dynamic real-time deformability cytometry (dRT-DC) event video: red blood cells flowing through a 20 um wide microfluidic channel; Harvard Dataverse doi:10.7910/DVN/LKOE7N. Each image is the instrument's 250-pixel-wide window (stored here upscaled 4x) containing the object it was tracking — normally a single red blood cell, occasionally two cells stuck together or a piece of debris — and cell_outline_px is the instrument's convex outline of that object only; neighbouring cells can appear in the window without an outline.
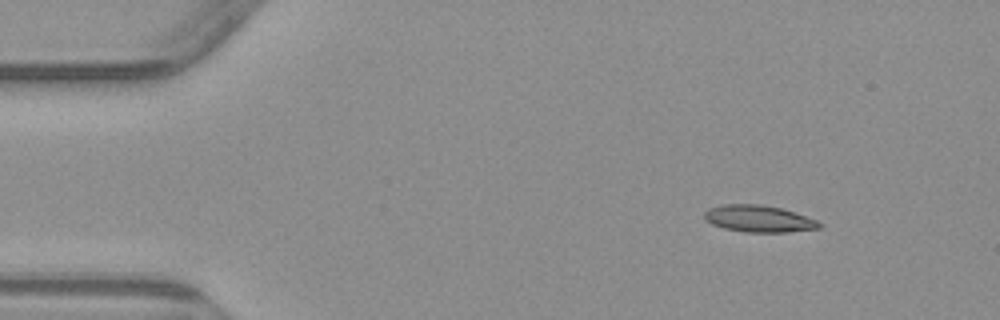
{"species": "common noctule bat (a hibernating species)", "species_latin": "Nyctalus noctula", "temperature_condition": "warm", "stored_images_in_passage": 5, "camera_frame_rate_fps": 3000, "um_per_image_px": 0.085, "animal": {"sex": "male", "body_mass_g": 23.1, "forearm_length_mm": 52.7}, "frame": {"image": 1, "passage_image": 1, "time_ms": 0.0, "image_size_px": [1000, 320], "cell_outline_px": [[824, 224], [820, 228], [788, 232], [744, 232], [724, 228], [712, 224], [704, 220], [704, 212], [708, 208], [720, 204], [760, 204], [780, 208], [816, 220]], "centroid_in_image_um": [64.45, 18.59], "position_along_channel_um": 20.6, "area_um2": 17.98}}
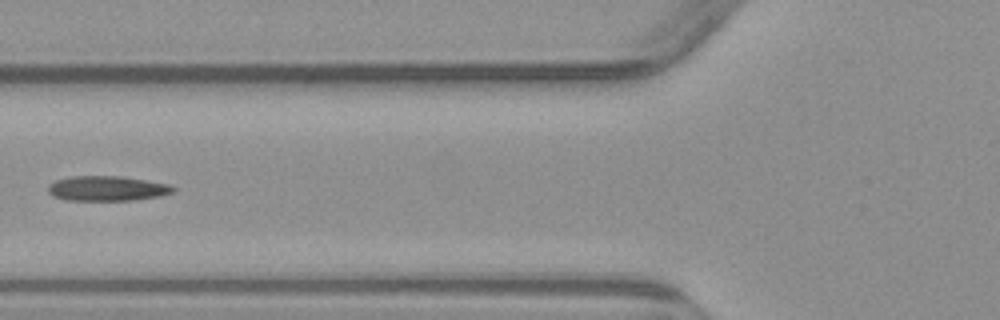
{"frame": {"image": 2, "passage_image": 4, "time_ms": 4.667, "image_size_px": [1000, 320], "cell_outline_px": [[176, 188], [172, 192], [160, 196], [136, 200], [68, 200], [52, 196], [48, 192], [48, 184], [56, 180], [68, 176], [120, 176], [172, 184]], "centroid_in_image_um": [9.11, 16.01], "position_along_channel_um": 116.7, "area_um2": 18.32}}
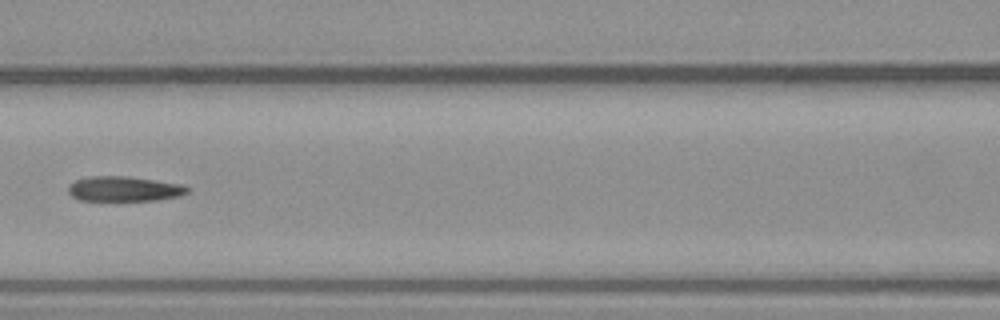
{"frame": {"image": 3, "passage_image": 5, "time_ms": 5.667, "image_size_px": [1000, 320], "cell_outline_px": [[192, 188], [188, 192], [180, 196], [156, 200], [80, 200], [72, 196], [68, 192], [68, 184], [76, 180], [88, 176], [128, 176], [180, 184]], "centroid_in_image_um": [10.54, 16.05], "position_along_channel_um": 156.1, "area_um2": 17.34}}